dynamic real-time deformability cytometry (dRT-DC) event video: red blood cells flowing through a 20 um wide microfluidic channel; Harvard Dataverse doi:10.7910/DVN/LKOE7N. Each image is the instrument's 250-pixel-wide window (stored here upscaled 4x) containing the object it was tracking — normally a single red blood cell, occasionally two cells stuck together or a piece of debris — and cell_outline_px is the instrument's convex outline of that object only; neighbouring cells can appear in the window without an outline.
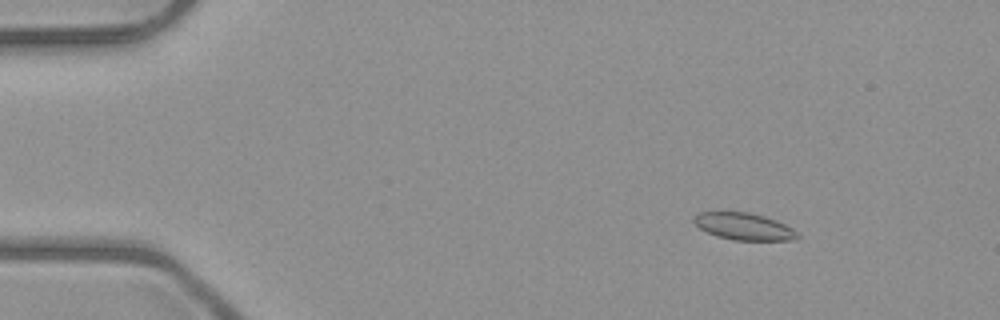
{"species": "common noctule bat (a hibernating species)", "species_latin": "Nyctalus noctula", "temperature_condition": "room temperature", "stored_images_in_passage": 8, "camera_frame_rate_fps": 3000, "um_per_image_px": 0.085, "animal": {"sex": "male", "body_mass_g": 23.1, "forearm_length_mm": 52.7}, "frame": {"image": 1, "passage_image": 2, "time_ms": 1.0, "image_size_px": [1000, 320], "cell_outline_px": [[800, 236], [792, 240], [732, 240], [716, 236], [700, 228], [692, 220], [700, 212], [748, 212], [764, 216], [776, 220], [792, 228]], "centroid_in_image_um": [63.23, 19.25], "position_along_channel_um": 21.8, "area_um2": 16.13}}
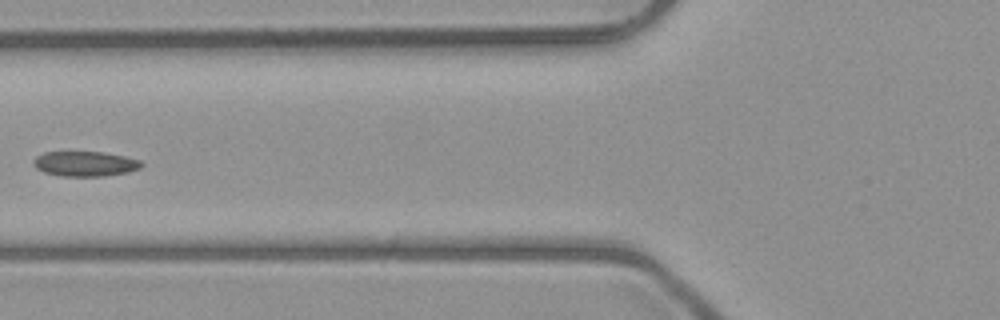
{"frame": {"image": 2, "passage_image": 6, "time_ms": 5.667, "image_size_px": [1000, 320], "cell_outline_px": [[144, 164], [140, 168], [128, 172], [104, 176], [60, 176], [44, 172], [36, 168], [32, 164], [32, 160], [36, 156], [44, 152], [104, 152], [124, 156], [140, 160]], "centroid_in_image_um": [7.21, 13.92], "position_along_channel_um": 118.6, "area_um2": 15.84}}
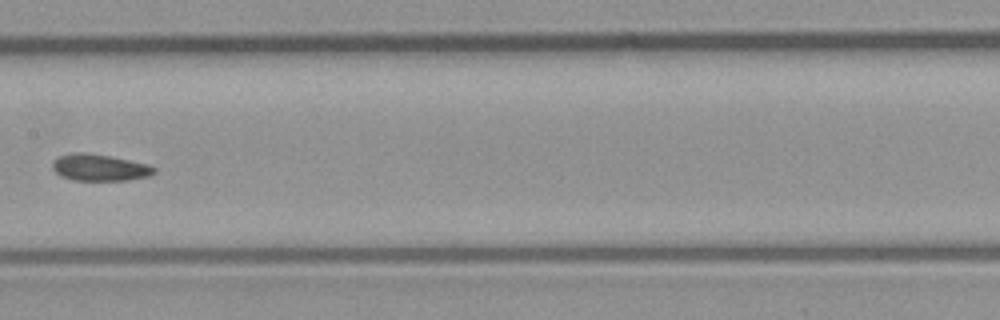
{"frame": {"image": 3, "passage_image": 8, "time_ms": 7.667, "image_size_px": [1000, 320], "cell_outline_px": [[156, 172], [148, 176], [128, 180], [72, 180], [60, 176], [52, 168], [52, 160], [60, 156], [72, 152], [84, 152], [108, 156], [148, 164], [156, 168]], "centroid_in_image_um": [8.43, 14.24], "position_along_channel_um": 199.0, "area_um2": 15.78}}